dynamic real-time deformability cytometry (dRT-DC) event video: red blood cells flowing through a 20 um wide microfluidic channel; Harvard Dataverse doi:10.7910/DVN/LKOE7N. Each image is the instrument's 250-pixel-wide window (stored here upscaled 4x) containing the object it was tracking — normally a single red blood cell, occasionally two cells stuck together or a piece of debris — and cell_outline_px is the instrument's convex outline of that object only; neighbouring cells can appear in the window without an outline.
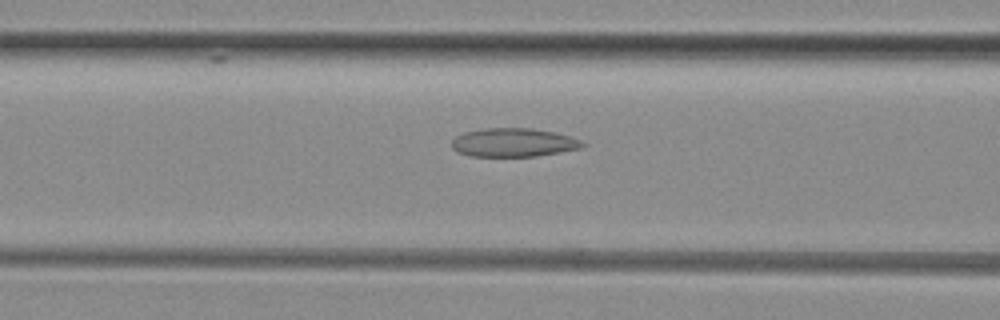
{"species": "common noctule bat (a hibernating species)", "species_latin": "Nyctalus noctula", "temperature_condition": "room temperature", "stored_images_in_passage": 33, "camera_frame_rate_fps": 3000, "um_per_image_px": 0.085, "animal": {"sex": "female", "body_mass_g": 29.2, "forearm_length_mm": 56.3}, "frame": {"image": 1, "passage_image": 5, "time_ms": 1.333, "image_size_px": [1000, 320], "cell_outline_px": [[588, 144], [584, 148], [536, 156], [468, 156], [456, 152], [452, 148], [452, 140], [456, 136], [464, 132], [484, 128], [528, 128], [556, 132], [580, 140]], "centroid_in_image_um": [43.65, 12.12], "position_along_channel_um": 122.9, "area_um2": 21.96}}
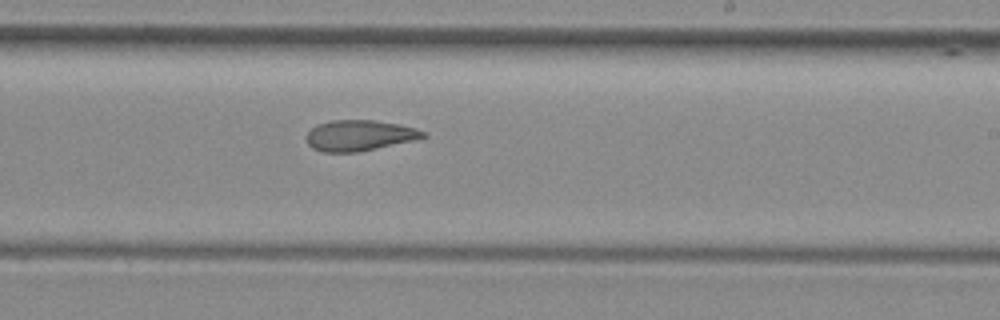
{"frame": {"image": 2, "passage_image": 15, "time_ms": 4.667, "image_size_px": [1000, 320], "cell_outline_px": [[428, 136], [416, 140], [356, 152], [324, 152], [312, 148], [308, 144], [308, 132], [316, 124], [332, 120], [376, 120], [400, 124], [416, 128], [428, 132]], "centroid_in_image_um": [30.61, 11.5], "position_along_channel_um": 258.4, "area_um2": 20.98}}
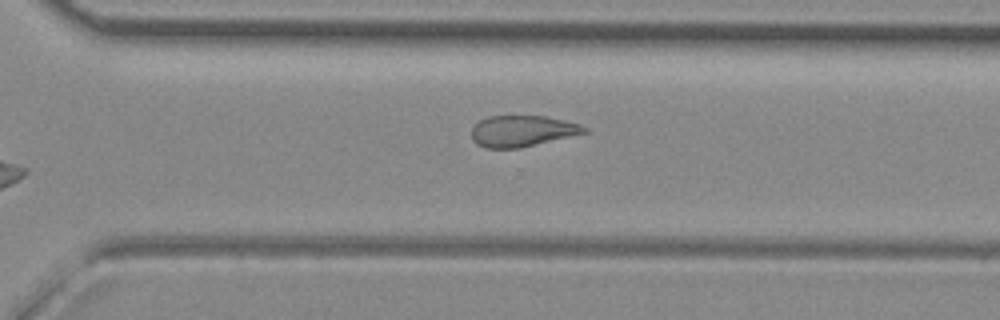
{"frame": {"image": 3, "passage_image": 20, "time_ms": 6.333, "image_size_px": [1000, 320], "cell_outline_px": [[588, 132], [520, 148], [484, 148], [476, 144], [472, 140], [472, 128], [480, 120], [488, 116], [544, 116], [564, 120], [580, 124], [588, 128]], "centroid_in_image_um": [44.38, 11.14], "position_along_channel_um": 326.2, "area_um2": 20.46}, "authors_computed_cell_mechanics": {"area_um2": 20.9814, "velocity_mm_per_s": 4.0717, "shape_relaxation_time_tau1_ms": null, "shape_relaxation_time_tau2_ms": 3.7699, "deformation_change_tau1": null, "deformation_change_tau2": 0.1181}}